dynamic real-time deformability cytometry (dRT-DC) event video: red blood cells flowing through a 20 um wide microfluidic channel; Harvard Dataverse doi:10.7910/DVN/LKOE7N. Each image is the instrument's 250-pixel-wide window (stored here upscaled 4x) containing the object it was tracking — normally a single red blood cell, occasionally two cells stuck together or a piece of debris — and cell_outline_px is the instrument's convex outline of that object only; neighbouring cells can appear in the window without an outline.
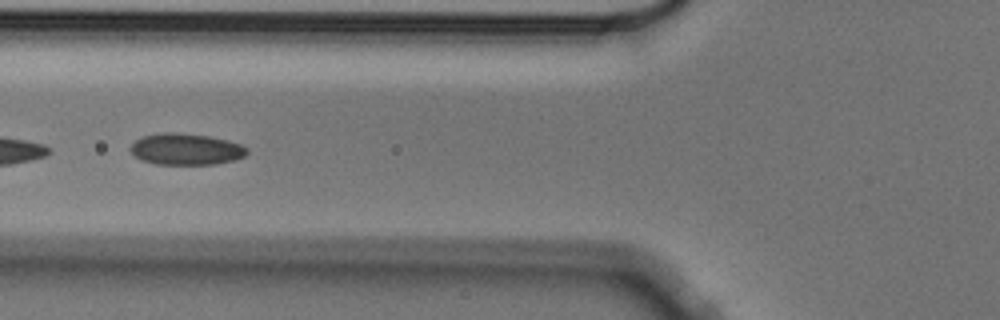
{"species": "Egyptian fruit bat (a non-hibernating species)", "species_latin": "Rousettus aegyptiacus", "temperature_condition": "cold", "stored_images_in_passage": 9, "camera_frame_rate_fps": 3000, "um_per_image_px": 0.085, "animal": {"sex": "male"}, "frame": {"image": 1, "passage_image": 6, "time_ms": 1.667, "image_size_px": [1000, 320], "cell_outline_px": [[248, 152], [244, 156], [232, 160], [216, 164], [156, 164], [140, 160], [128, 148], [136, 140], [144, 136], [164, 132], [172, 132], [208, 136], [228, 140], [240, 144], [248, 148]], "centroid_in_image_um": [15.8, 12.68], "position_along_channel_um": 110.0, "area_um2": 21.21}}
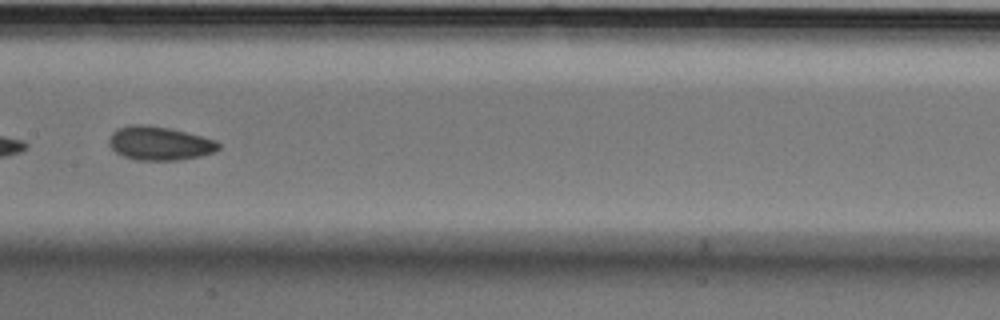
{"frame": {"image": 2, "passage_image": 8, "time_ms": 2.333, "image_size_px": [1000, 320], "cell_outline_px": [[220, 148], [216, 152], [200, 156], [176, 160], [136, 160], [124, 156], [116, 152], [108, 144], [108, 140], [112, 132], [116, 128], [128, 124], [144, 124], [168, 128], [216, 140], [220, 144]], "centroid_in_image_um": [13.53, 12.18], "position_along_channel_um": 193.9, "area_um2": 21.56}}
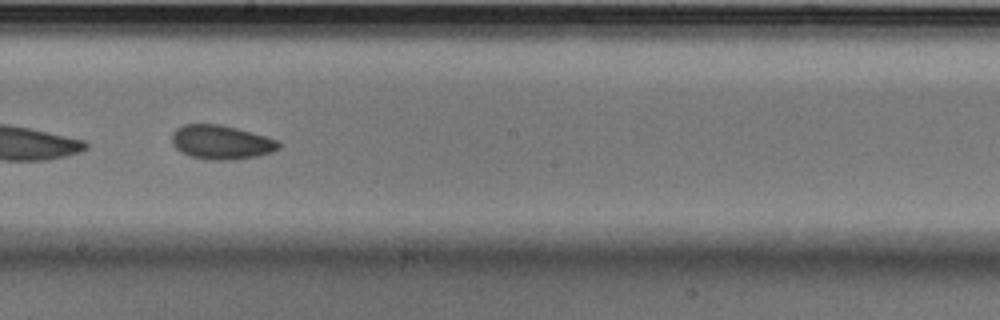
{"frame": {"image": 3, "passage_image": 9, "time_ms": 2.667, "image_size_px": [1000, 320], "cell_outline_px": [[280, 148], [272, 152], [256, 156], [236, 160], [204, 160], [188, 156], [180, 152], [172, 144], [172, 132], [176, 128], [184, 124], [220, 124], [236, 128], [264, 136], [276, 140], [280, 144]], "centroid_in_image_um": [18.75, 12.1], "position_along_channel_um": 229.4, "area_um2": 21.39}}